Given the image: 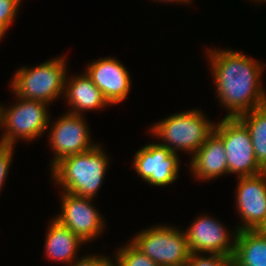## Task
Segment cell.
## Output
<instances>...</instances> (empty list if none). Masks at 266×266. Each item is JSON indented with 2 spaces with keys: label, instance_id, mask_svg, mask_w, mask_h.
Listing matches in <instances>:
<instances>
[{
  "label": "cell",
  "instance_id": "cell-1",
  "mask_svg": "<svg viewBox=\"0 0 266 266\" xmlns=\"http://www.w3.org/2000/svg\"><path fill=\"white\" fill-rule=\"evenodd\" d=\"M207 55L219 101L229 110L225 117L238 118L266 105V91L260 83L262 63L229 49L210 48Z\"/></svg>",
  "mask_w": 266,
  "mask_h": 266
},
{
  "label": "cell",
  "instance_id": "cell-2",
  "mask_svg": "<svg viewBox=\"0 0 266 266\" xmlns=\"http://www.w3.org/2000/svg\"><path fill=\"white\" fill-rule=\"evenodd\" d=\"M108 157L101 146L61 159L52 169V177L64 192L80 197L96 196L105 177Z\"/></svg>",
  "mask_w": 266,
  "mask_h": 266
},
{
  "label": "cell",
  "instance_id": "cell-3",
  "mask_svg": "<svg viewBox=\"0 0 266 266\" xmlns=\"http://www.w3.org/2000/svg\"><path fill=\"white\" fill-rule=\"evenodd\" d=\"M212 122L201 111L192 109L173 114L154 124L151 132L163 141L159 145L173 153L179 149L194 155L214 132L215 124Z\"/></svg>",
  "mask_w": 266,
  "mask_h": 266
},
{
  "label": "cell",
  "instance_id": "cell-4",
  "mask_svg": "<svg viewBox=\"0 0 266 266\" xmlns=\"http://www.w3.org/2000/svg\"><path fill=\"white\" fill-rule=\"evenodd\" d=\"M65 57L41 63L33 68H20L11 81L16 97L49 104L63 94L66 81Z\"/></svg>",
  "mask_w": 266,
  "mask_h": 266
},
{
  "label": "cell",
  "instance_id": "cell-5",
  "mask_svg": "<svg viewBox=\"0 0 266 266\" xmlns=\"http://www.w3.org/2000/svg\"><path fill=\"white\" fill-rule=\"evenodd\" d=\"M17 99L19 102L9 109L0 106V128L3 126L5 129L1 145L14 146L18 138L34 140L49 127L48 103L21 97Z\"/></svg>",
  "mask_w": 266,
  "mask_h": 266
},
{
  "label": "cell",
  "instance_id": "cell-6",
  "mask_svg": "<svg viewBox=\"0 0 266 266\" xmlns=\"http://www.w3.org/2000/svg\"><path fill=\"white\" fill-rule=\"evenodd\" d=\"M131 243L159 266H186L191 253L186 233L165 225L140 231Z\"/></svg>",
  "mask_w": 266,
  "mask_h": 266
},
{
  "label": "cell",
  "instance_id": "cell-7",
  "mask_svg": "<svg viewBox=\"0 0 266 266\" xmlns=\"http://www.w3.org/2000/svg\"><path fill=\"white\" fill-rule=\"evenodd\" d=\"M214 132L224 143L228 174L246 177L265 171L256 160L250 132L239 118L224 117L215 124Z\"/></svg>",
  "mask_w": 266,
  "mask_h": 266
},
{
  "label": "cell",
  "instance_id": "cell-8",
  "mask_svg": "<svg viewBox=\"0 0 266 266\" xmlns=\"http://www.w3.org/2000/svg\"><path fill=\"white\" fill-rule=\"evenodd\" d=\"M177 153L158 143L143 146L135 154L133 168L148 184L165 186L172 184L178 176L179 160Z\"/></svg>",
  "mask_w": 266,
  "mask_h": 266
},
{
  "label": "cell",
  "instance_id": "cell-9",
  "mask_svg": "<svg viewBox=\"0 0 266 266\" xmlns=\"http://www.w3.org/2000/svg\"><path fill=\"white\" fill-rule=\"evenodd\" d=\"M82 116L66 113L52 124L48 137L55 153L52 167L65 157L86 152L97 145L90 141L89 128Z\"/></svg>",
  "mask_w": 266,
  "mask_h": 266
},
{
  "label": "cell",
  "instance_id": "cell-10",
  "mask_svg": "<svg viewBox=\"0 0 266 266\" xmlns=\"http://www.w3.org/2000/svg\"><path fill=\"white\" fill-rule=\"evenodd\" d=\"M91 199L63 192L62 212L55 218L84 242H89L99 236L104 227L103 218L92 205Z\"/></svg>",
  "mask_w": 266,
  "mask_h": 266
},
{
  "label": "cell",
  "instance_id": "cell-11",
  "mask_svg": "<svg viewBox=\"0 0 266 266\" xmlns=\"http://www.w3.org/2000/svg\"><path fill=\"white\" fill-rule=\"evenodd\" d=\"M238 179L236 206L243 224L237 230H258L266 219V171Z\"/></svg>",
  "mask_w": 266,
  "mask_h": 266
},
{
  "label": "cell",
  "instance_id": "cell-12",
  "mask_svg": "<svg viewBox=\"0 0 266 266\" xmlns=\"http://www.w3.org/2000/svg\"><path fill=\"white\" fill-rule=\"evenodd\" d=\"M209 216H200L191 223L185 231L187 244L191 253H209L233 256L235 238L238 230H235L234 240L230 241L228 230ZM232 242V243H231Z\"/></svg>",
  "mask_w": 266,
  "mask_h": 266
},
{
  "label": "cell",
  "instance_id": "cell-13",
  "mask_svg": "<svg viewBox=\"0 0 266 266\" xmlns=\"http://www.w3.org/2000/svg\"><path fill=\"white\" fill-rule=\"evenodd\" d=\"M90 63L85 73L110 105L126 99L131 89L128 71L117 59L106 57Z\"/></svg>",
  "mask_w": 266,
  "mask_h": 266
},
{
  "label": "cell",
  "instance_id": "cell-14",
  "mask_svg": "<svg viewBox=\"0 0 266 266\" xmlns=\"http://www.w3.org/2000/svg\"><path fill=\"white\" fill-rule=\"evenodd\" d=\"M191 159V172L197 179L211 180L228 173L225 146L215 132L207 138Z\"/></svg>",
  "mask_w": 266,
  "mask_h": 266
},
{
  "label": "cell",
  "instance_id": "cell-15",
  "mask_svg": "<svg viewBox=\"0 0 266 266\" xmlns=\"http://www.w3.org/2000/svg\"><path fill=\"white\" fill-rule=\"evenodd\" d=\"M71 79V80H70ZM65 81V98L72 106L69 113L82 115L89 110L110 106L101 90L91 81L84 72L83 75L73 76Z\"/></svg>",
  "mask_w": 266,
  "mask_h": 266
},
{
  "label": "cell",
  "instance_id": "cell-16",
  "mask_svg": "<svg viewBox=\"0 0 266 266\" xmlns=\"http://www.w3.org/2000/svg\"><path fill=\"white\" fill-rule=\"evenodd\" d=\"M84 241L69 228L61 225L56 219L50 222L45 240L47 257L63 263H72Z\"/></svg>",
  "mask_w": 266,
  "mask_h": 266
},
{
  "label": "cell",
  "instance_id": "cell-17",
  "mask_svg": "<svg viewBox=\"0 0 266 266\" xmlns=\"http://www.w3.org/2000/svg\"><path fill=\"white\" fill-rule=\"evenodd\" d=\"M233 266H266V236L258 230L238 231Z\"/></svg>",
  "mask_w": 266,
  "mask_h": 266
},
{
  "label": "cell",
  "instance_id": "cell-18",
  "mask_svg": "<svg viewBox=\"0 0 266 266\" xmlns=\"http://www.w3.org/2000/svg\"><path fill=\"white\" fill-rule=\"evenodd\" d=\"M248 128L258 164L266 171V105L238 117Z\"/></svg>",
  "mask_w": 266,
  "mask_h": 266
},
{
  "label": "cell",
  "instance_id": "cell-19",
  "mask_svg": "<svg viewBox=\"0 0 266 266\" xmlns=\"http://www.w3.org/2000/svg\"><path fill=\"white\" fill-rule=\"evenodd\" d=\"M116 264L118 266H159L148 256L138 250L131 242L117 251Z\"/></svg>",
  "mask_w": 266,
  "mask_h": 266
},
{
  "label": "cell",
  "instance_id": "cell-20",
  "mask_svg": "<svg viewBox=\"0 0 266 266\" xmlns=\"http://www.w3.org/2000/svg\"><path fill=\"white\" fill-rule=\"evenodd\" d=\"M186 266H233V258L220 254H209L206 257L200 253H190Z\"/></svg>",
  "mask_w": 266,
  "mask_h": 266
},
{
  "label": "cell",
  "instance_id": "cell-21",
  "mask_svg": "<svg viewBox=\"0 0 266 266\" xmlns=\"http://www.w3.org/2000/svg\"><path fill=\"white\" fill-rule=\"evenodd\" d=\"M21 0H0V28L6 33L17 16Z\"/></svg>",
  "mask_w": 266,
  "mask_h": 266
},
{
  "label": "cell",
  "instance_id": "cell-22",
  "mask_svg": "<svg viewBox=\"0 0 266 266\" xmlns=\"http://www.w3.org/2000/svg\"><path fill=\"white\" fill-rule=\"evenodd\" d=\"M14 147L15 146L0 144V190L4 185V181L8 175Z\"/></svg>",
  "mask_w": 266,
  "mask_h": 266
},
{
  "label": "cell",
  "instance_id": "cell-23",
  "mask_svg": "<svg viewBox=\"0 0 266 266\" xmlns=\"http://www.w3.org/2000/svg\"><path fill=\"white\" fill-rule=\"evenodd\" d=\"M77 259V261H76ZM74 263H71V266H104L108 261L109 257L97 256V255H86L82 259L76 258ZM73 264V265H72Z\"/></svg>",
  "mask_w": 266,
  "mask_h": 266
},
{
  "label": "cell",
  "instance_id": "cell-24",
  "mask_svg": "<svg viewBox=\"0 0 266 266\" xmlns=\"http://www.w3.org/2000/svg\"><path fill=\"white\" fill-rule=\"evenodd\" d=\"M258 231H259L260 233H262L263 235L266 236V219H265V221L263 222V224L260 226V228L258 229Z\"/></svg>",
  "mask_w": 266,
  "mask_h": 266
},
{
  "label": "cell",
  "instance_id": "cell-25",
  "mask_svg": "<svg viewBox=\"0 0 266 266\" xmlns=\"http://www.w3.org/2000/svg\"><path fill=\"white\" fill-rule=\"evenodd\" d=\"M158 1H161V2H162V1H163V2H164V1H166V2H174V1H175L176 3L178 2L179 4H180V2H181V3H189V2H190V0H158Z\"/></svg>",
  "mask_w": 266,
  "mask_h": 266
},
{
  "label": "cell",
  "instance_id": "cell-26",
  "mask_svg": "<svg viewBox=\"0 0 266 266\" xmlns=\"http://www.w3.org/2000/svg\"><path fill=\"white\" fill-rule=\"evenodd\" d=\"M104 266H118V265L110 259Z\"/></svg>",
  "mask_w": 266,
  "mask_h": 266
},
{
  "label": "cell",
  "instance_id": "cell-27",
  "mask_svg": "<svg viewBox=\"0 0 266 266\" xmlns=\"http://www.w3.org/2000/svg\"><path fill=\"white\" fill-rule=\"evenodd\" d=\"M5 32L0 28V40L4 37Z\"/></svg>",
  "mask_w": 266,
  "mask_h": 266
},
{
  "label": "cell",
  "instance_id": "cell-28",
  "mask_svg": "<svg viewBox=\"0 0 266 266\" xmlns=\"http://www.w3.org/2000/svg\"><path fill=\"white\" fill-rule=\"evenodd\" d=\"M256 1H259V2H260V1H265V2H266V0H255L254 2L256 3Z\"/></svg>",
  "mask_w": 266,
  "mask_h": 266
}]
</instances>
